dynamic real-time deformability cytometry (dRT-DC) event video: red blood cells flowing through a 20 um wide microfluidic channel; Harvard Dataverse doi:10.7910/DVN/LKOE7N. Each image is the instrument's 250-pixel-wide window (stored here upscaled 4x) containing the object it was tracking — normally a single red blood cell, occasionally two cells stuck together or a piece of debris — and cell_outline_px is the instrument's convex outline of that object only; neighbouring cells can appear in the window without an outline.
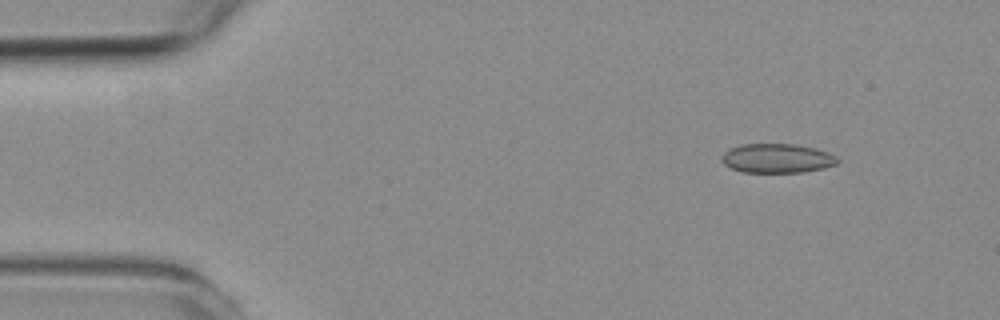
{"species": "common noctule bat (a hibernating species)", "species_latin": "Nyctalus noctula", "temperature_condition": "room temperature", "stored_images_in_passage": 5, "camera_frame_rate_fps": 3000, "um_per_image_px": 0.085, "animal": {"sex": "female", "body_mass_g": 19.3, "forearm_length_mm": 54.1}, "frame": {"image": 1, "passage_image": 2, "time_ms": 1.333, "image_size_px": [1000, 320], "cell_outline_px": [[840, 160], [836, 164], [824, 168], [804, 172], [744, 172], [732, 168], [724, 164], [720, 160], [720, 156], [728, 148], [740, 144], [796, 144], [816, 148], [828, 152], [836, 156]], "centroid_in_image_um": [66.04, 13.44], "position_along_channel_um": 19.0, "area_um2": 19.94}}
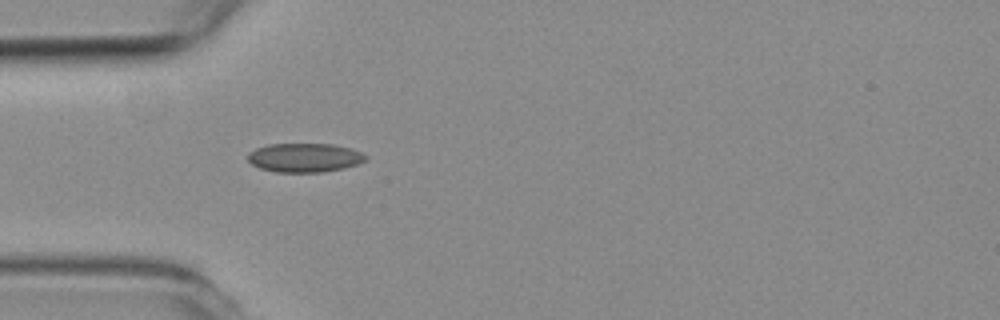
{"frame": {"image": 2, "passage_image": 5, "time_ms": 4.667, "image_size_px": [1000, 320], "cell_outline_px": [[368, 160], [344, 168], [320, 172], [276, 172], [260, 168], [252, 164], [248, 160], [248, 152], [256, 148], [268, 144], [332, 144], [352, 148], [368, 156]], "centroid_in_image_um": [25.9, 13.39], "position_along_channel_um": 59.1, "area_um2": 19.94}}